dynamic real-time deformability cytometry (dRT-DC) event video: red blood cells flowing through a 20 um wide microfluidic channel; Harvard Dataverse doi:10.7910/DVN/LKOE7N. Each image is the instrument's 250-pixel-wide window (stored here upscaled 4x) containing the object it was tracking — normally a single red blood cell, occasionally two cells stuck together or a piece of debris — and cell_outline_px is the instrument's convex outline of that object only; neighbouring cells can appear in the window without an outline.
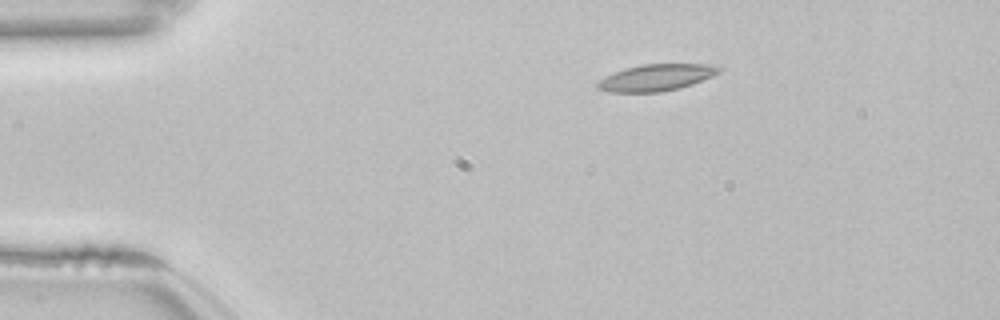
{"species": "common noctule bat (a hibernating species)", "species_latin": "Nyctalus noctula", "temperature_condition": "room temperature", "stored_images_in_passage": 45, "camera_frame_rate_fps": 3000, "um_per_image_px": 0.085, "animal": {"sex": "female", "body_mass_g": 22.7, "forearm_length_mm": 54.2}, "frame": {"image": 1, "passage_image": 1, "time_ms": 0.0, "image_size_px": [1000, 320], "cell_outline_px": [[724, 68], [720, 72], [712, 76], [692, 84], [680, 88], [660, 92], [608, 92], [596, 88], [596, 84], [600, 80], [624, 68], [640, 64], [712, 64]], "centroid_in_image_um": [55.81, 6.59], "position_along_channel_um": 29.2, "area_um2": 18.84}}
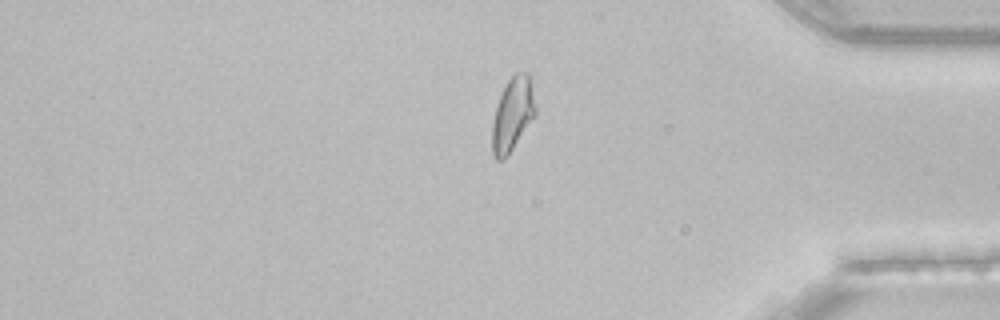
{"frame": {"image": 2, "passage_image": 36, "time_ms": 11.667, "image_size_px": [1000, 320], "cell_outline_px": [[536, 116], [508, 156], [504, 160], [496, 160], [492, 152], [492, 124], [496, 108], [500, 96], [508, 80], [516, 72], [528, 72], [532, 80], [536, 108]], "centroid_in_image_um": [43.6, 9.73], "position_along_channel_um": 391.6, "area_um2": 18.9}}
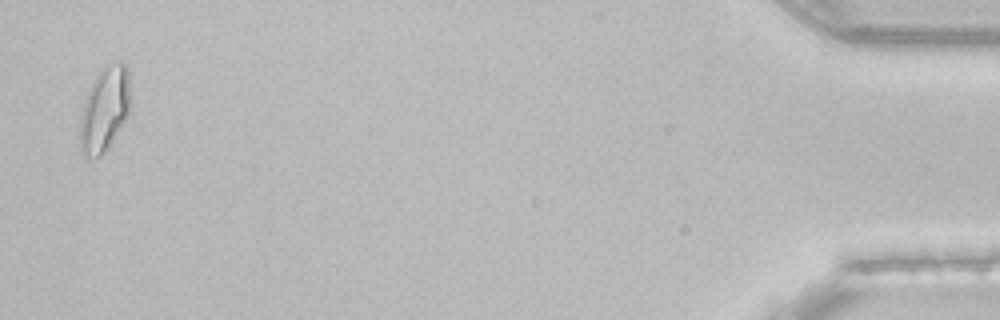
{"frame": {"image": 3, "passage_image": 44, "time_ms": 14.333, "image_size_px": [1000, 320], "cell_outline_px": [[128, 116], [108, 148], [100, 156], [84, 156], [80, 148], [80, 116], [88, 92], [96, 76], [104, 68], [120, 60], [128, 68]], "centroid_in_image_um": [8.88, 9.32], "position_along_channel_um": 426.3, "area_um2": 24.16}, "authors_computed_cell_mechanics": {"area_um2": 18.2648, "velocity_mm_per_s": 3.8328, "shape_relaxation_time_tau1_ms": null, "shape_relaxation_time_tau2_ms": 1.8949, "deformation_change_tau1": null, "deformation_change_tau2": 0.0707}}